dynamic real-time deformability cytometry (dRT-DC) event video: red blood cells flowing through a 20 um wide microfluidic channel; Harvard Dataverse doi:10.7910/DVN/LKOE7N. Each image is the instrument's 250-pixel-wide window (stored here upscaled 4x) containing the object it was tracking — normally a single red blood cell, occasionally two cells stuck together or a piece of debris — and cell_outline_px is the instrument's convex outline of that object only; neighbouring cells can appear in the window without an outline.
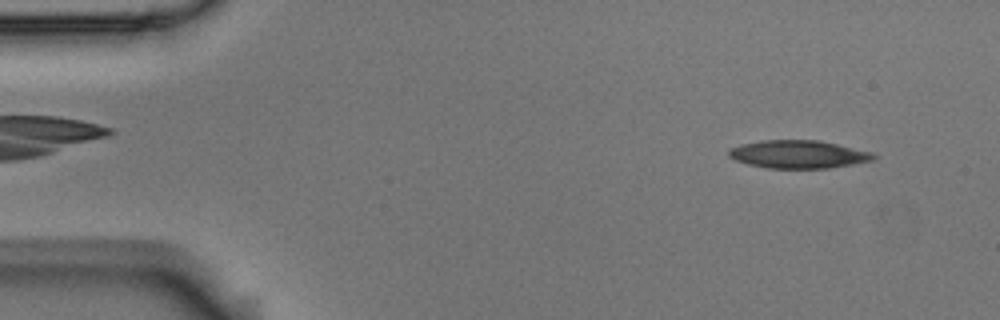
{"species": "Egyptian fruit bat (a non-hibernating species)", "species_latin": "Rousettus aegyptiacus", "temperature_condition": "room temperature", "stored_images_in_passage": 55, "camera_frame_rate_fps": 3000, "um_per_image_px": 0.085, "animal": {"sex": "male"}, "frame": {"image": 1, "passage_image": 4, "time_ms": 1.0, "image_size_px": [1000, 320], "cell_outline_px": [[876, 156], [872, 160], [852, 164], [828, 168], [768, 168], [748, 164], [736, 160], [728, 156], [728, 148], [760, 140], [820, 140], [872, 152]], "centroid_in_image_um": [67.84, 13.11], "position_along_channel_um": 17.2, "area_um2": 23.47}}
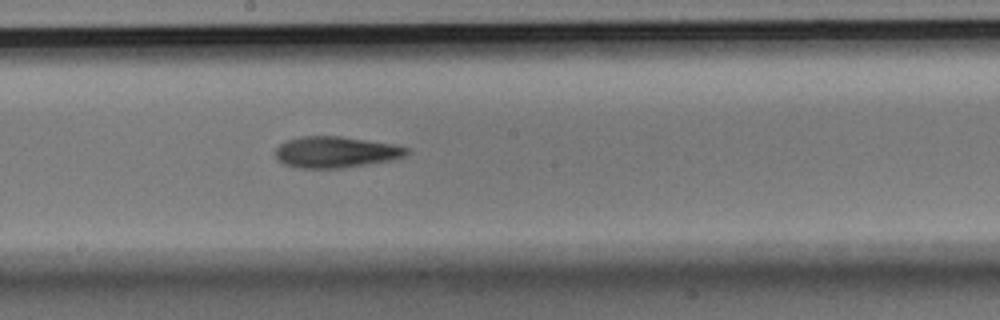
{"frame": {"image": 2, "passage_image": 29, "time_ms": 9.333, "image_size_px": [1000, 320], "cell_outline_px": [[412, 152], [404, 156], [392, 160], [340, 168], [300, 168], [284, 164], [276, 156], [276, 148], [284, 140], [300, 136], [340, 136], [396, 144], [408, 148]], "centroid_in_image_um": [28.56, 12.91], "position_along_channel_um": 219.6, "area_um2": 23.99}}
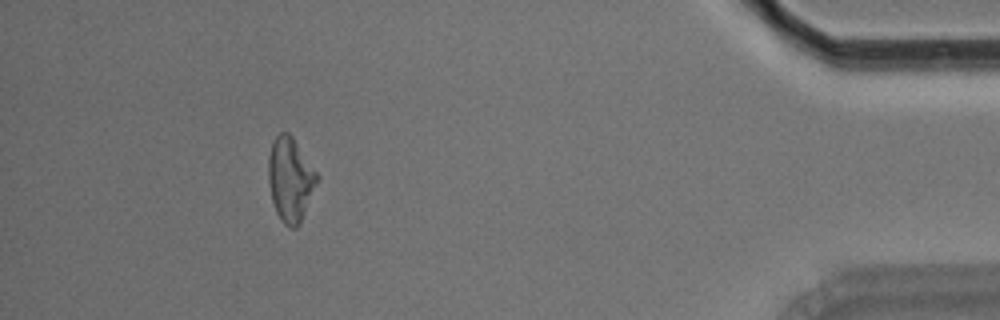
{"frame": {"image": 3, "passage_image": 50, "time_ms": 16.333, "image_size_px": [1000, 320], "cell_outline_px": [[320, 180], [300, 224], [296, 228], [288, 228], [284, 224], [276, 212], [272, 200], [268, 180], [268, 156], [272, 144], [276, 136], [280, 132], [288, 132], [292, 136], [320, 176]], "centroid_in_image_um": [24.7, 15.27], "position_along_channel_um": 410.5, "area_um2": 24.16}, "authors_computed_cell_mechanics": {"area_um2": 23.8136, "velocity_mm_per_s": 3.5483, "shape_relaxation_time_tau1_ms": null, "shape_relaxation_time_tau2_ms": 8.2301, "deformation_change_tau1": null, "deformation_change_tau2": 0.2138}}